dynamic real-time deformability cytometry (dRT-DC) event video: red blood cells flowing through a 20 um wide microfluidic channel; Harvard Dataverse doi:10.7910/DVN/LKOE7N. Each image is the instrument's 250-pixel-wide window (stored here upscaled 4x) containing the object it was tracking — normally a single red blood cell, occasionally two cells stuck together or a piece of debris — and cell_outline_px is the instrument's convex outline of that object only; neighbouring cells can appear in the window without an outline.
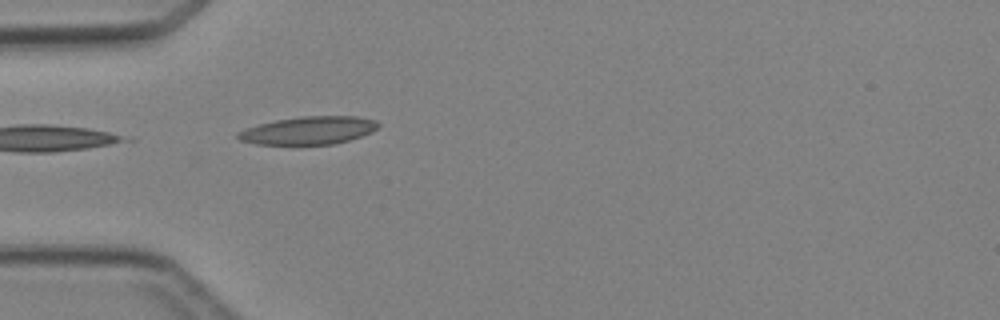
{"species": "Egyptian fruit bat (a non-hibernating species)", "species_latin": "Rousettus aegyptiacus", "temperature_condition": "cold", "stored_images_in_passage": 1, "camera_frame_rate_fps": 3000, "um_per_image_px": 0.085, "animal": {"sex": "female"}, "frame": {"image": 1, "passage_image": 1, "time_ms": 0.0, "image_size_px": [1000, 320], "cell_outline_px": [[380, 124], [372, 132], [348, 140], [332, 144], [256, 144], [240, 140], [236, 136], [236, 132], [244, 128], [276, 120], [300, 116], [356, 116], [376, 120]], "centroid_in_image_um": [26.21, 11.08], "position_along_channel_um": 58.8, "area_um2": 22.72}}